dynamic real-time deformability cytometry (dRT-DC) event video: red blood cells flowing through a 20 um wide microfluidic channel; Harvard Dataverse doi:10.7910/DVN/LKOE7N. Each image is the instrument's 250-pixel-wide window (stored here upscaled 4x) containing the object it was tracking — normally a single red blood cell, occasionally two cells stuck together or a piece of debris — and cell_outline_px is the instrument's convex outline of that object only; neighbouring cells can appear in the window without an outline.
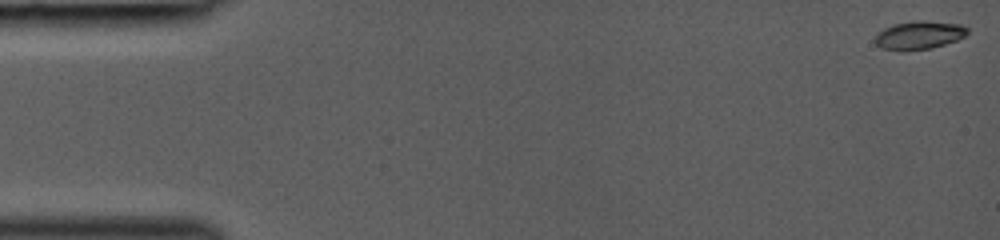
{"species": "common noctule bat (a hibernating species)", "species_latin": "Nyctalus noctula", "temperature_condition": "room temperature", "stored_images_in_passage": 44, "camera_frame_rate_fps": 3000, "um_per_image_px": 0.085, "animal": {"sex": "female", "body_mass_g": 19.0, "forearm_length_mm": 53.3}, "frame": {"image": 1, "passage_image": 1, "time_ms": 0.0, "image_size_px": [1000, 240], "cell_outline_px": [[968, 32], [964, 36], [956, 40], [932, 48], [900, 52], [884, 48], [876, 44], [876, 36], [884, 28], [892, 24], [916, 20], [924, 20], [960, 24], [968, 28]], "centroid_in_image_um": [78.13, 2.99], "position_along_channel_um": 6.9, "area_um2": 15.26}}
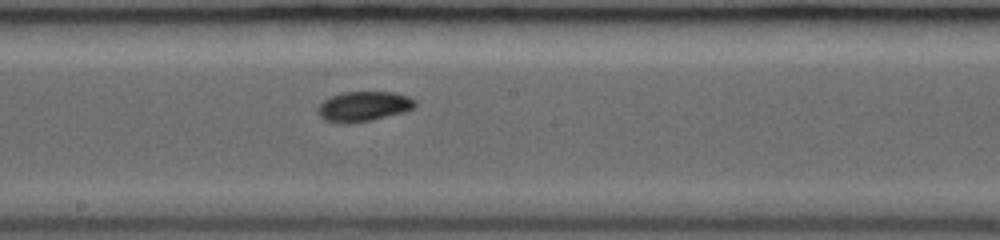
{"frame": {"image": 2, "passage_image": 25, "time_ms": 8.0, "image_size_px": [1000, 240], "cell_outline_px": [[416, 104], [412, 108], [404, 112], [372, 120], [344, 124], [340, 124], [324, 120], [316, 112], [316, 108], [324, 100], [332, 96], [344, 92], [396, 92], [408, 96], [416, 100]], "centroid_in_image_um": [30.88, 9.05], "position_along_channel_um": 217.3, "area_um2": 17.11}}
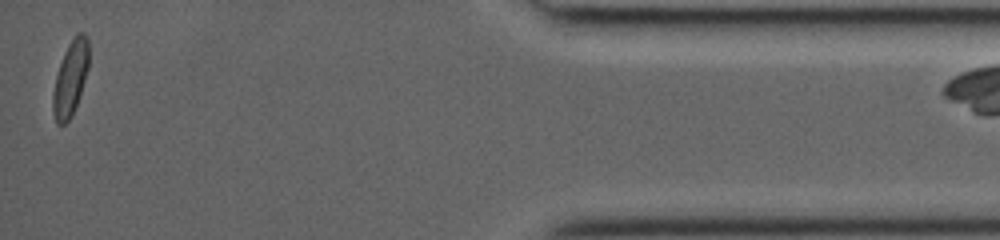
{"frame": {"image": 3, "passage_image": 43, "time_ms": 14.0, "image_size_px": [1000, 240], "cell_outline_px": [[88, 68], [72, 116], [64, 124], [56, 124], [52, 112], [52, 92], [56, 76], [64, 52], [72, 36], [76, 32], [84, 32], [88, 36]], "centroid_in_image_um": [5.97, 6.62], "position_along_channel_um": 429.2, "area_um2": 15.66}}